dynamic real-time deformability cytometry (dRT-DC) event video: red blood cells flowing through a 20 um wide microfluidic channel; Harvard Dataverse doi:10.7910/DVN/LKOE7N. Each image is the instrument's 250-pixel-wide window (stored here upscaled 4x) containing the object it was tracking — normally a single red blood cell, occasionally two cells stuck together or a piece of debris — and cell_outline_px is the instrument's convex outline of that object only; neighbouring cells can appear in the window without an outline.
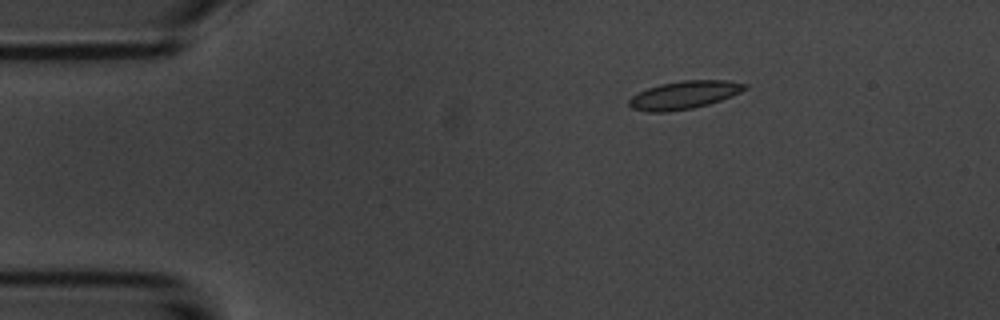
{"species": "common noctule bat (a hibernating species)", "species_latin": "Nyctalus noctula", "temperature_condition": "room temperature", "stored_images_in_passage": 8, "camera_frame_rate_fps": 3000, "um_per_image_px": 0.085, "animal": {"sex": "male", "body_mass_g": 20.1, "forearm_length_mm": 53.5}, "frame": {"image": 1, "passage_image": 1, "time_ms": 0.0, "image_size_px": [1000, 320], "cell_outline_px": [[748, 88], [732, 96], [708, 104], [692, 108], [668, 112], [648, 112], [632, 108], [628, 104], [628, 100], [632, 96], [648, 88], [660, 84], [684, 80], [724, 80], [748, 84]], "centroid_in_image_um": [58.16, 8.07], "position_along_channel_um": 26.8, "area_um2": 18.79}}
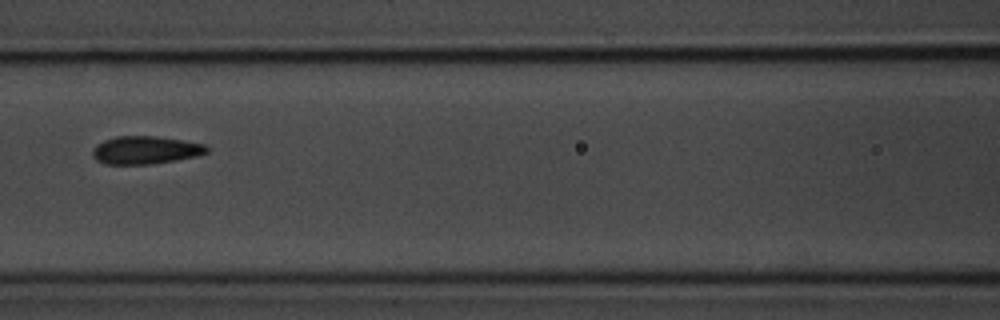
{"frame": {"image": 2, "passage_image": 5, "time_ms": 5.0, "image_size_px": [1000, 320], "cell_outline_px": [[208, 152], [196, 156], [176, 160], [152, 164], [104, 164], [96, 160], [92, 156], [92, 152], [96, 144], [104, 140], [116, 136], [156, 136], [184, 140], [204, 144], [208, 148]], "centroid_in_image_um": [12.34, 12.75], "position_along_channel_um": 154.3, "area_um2": 18.67}}
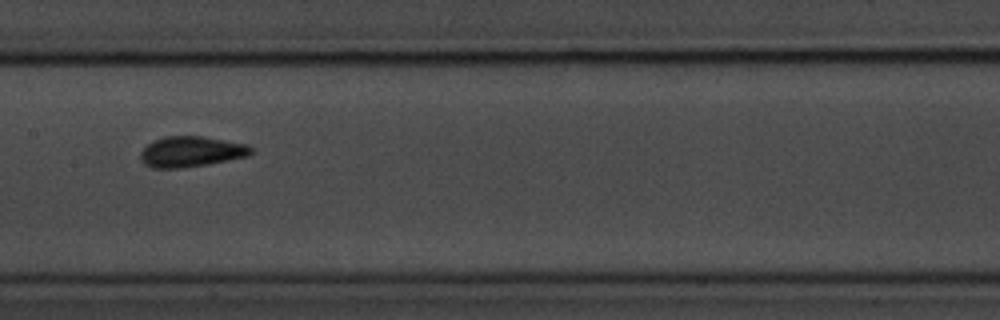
{"frame": {"image": 3, "passage_image": 6, "time_ms": 6.0, "image_size_px": [1000, 320], "cell_outline_px": [[252, 152], [248, 156], [208, 164], [184, 168], [152, 168], [144, 164], [140, 160], [140, 152], [148, 144], [164, 136], [204, 136], [248, 144], [252, 148]], "centroid_in_image_um": [16.24, 12.89], "position_along_channel_um": 191.2, "area_um2": 19.83}}